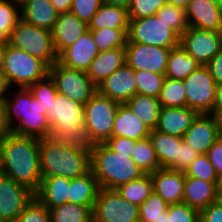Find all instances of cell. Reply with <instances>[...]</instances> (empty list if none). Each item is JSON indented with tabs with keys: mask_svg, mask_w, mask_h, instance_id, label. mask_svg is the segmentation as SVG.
<instances>
[{
	"mask_svg": "<svg viewBox=\"0 0 222 222\" xmlns=\"http://www.w3.org/2000/svg\"><path fill=\"white\" fill-rule=\"evenodd\" d=\"M136 140L112 136L105 144L118 154L132 156V152L136 146Z\"/></svg>",
	"mask_w": 222,
	"mask_h": 222,
	"instance_id": "50",
	"label": "cell"
},
{
	"mask_svg": "<svg viewBox=\"0 0 222 222\" xmlns=\"http://www.w3.org/2000/svg\"><path fill=\"white\" fill-rule=\"evenodd\" d=\"M199 156V153L188 145L184 140L181 142V148L179 152V158H177V164L171 169L176 171L185 172L190 166L192 161Z\"/></svg>",
	"mask_w": 222,
	"mask_h": 222,
	"instance_id": "49",
	"label": "cell"
},
{
	"mask_svg": "<svg viewBox=\"0 0 222 222\" xmlns=\"http://www.w3.org/2000/svg\"><path fill=\"white\" fill-rule=\"evenodd\" d=\"M207 156L210 163L212 164L215 172L219 177L222 176V135L213 143V145L208 149Z\"/></svg>",
	"mask_w": 222,
	"mask_h": 222,
	"instance_id": "52",
	"label": "cell"
},
{
	"mask_svg": "<svg viewBox=\"0 0 222 222\" xmlns=\"http://www.w3.org/2000/svg\"><path fill=\"white\" fill-rule=\"evenodd\" d=\"M217 85L222 84V49L206 65Z\"/></svg>",
	"mask_w": 222,
	"mask_h": 222,
	"instance_id": "53",
	"label": "cell"
},
{
	"mask_svg": "<svg viewBox=\"0 0 222 222\" xmlns=\"http://www.w3.org/2000/svg\"><path fill=\"white\" fill-rule=\"evenodd\" d=\"M20 19V4L11 0H0V43H8Z\"/></svg>",
	"mask_w": 222,
	"mask_h": 222,
	"instance_id": "37",
	"label": "cell"
},
{
	"mask_svg": "<svg viewBox=\"0 0 222 222\" xmlns=\"http://www.w3.org/2000/svg\"><path fill=\"white\" fill-rule=\"evenodd\" d=\"M132 159L144 174H151L161 169L156 152L150 138L138 140L132 152Z\"/></svg>",
	"mask_w": 222,
	"mask_h": 222,
	"instance_id": "36",
	"label": "cell"
},
{
	"mask_svg": "<svg viewBox=\"0 0 222 222\" xmlns=\"http://www.w3.org/2000/svg\"><path fill=\"white\" fill-rule=\"evenodd\" d=\"M51 135L57 129L83 127L85 124L84 105L58 93L47 111Z\"/></svg>",
	"mask_w": 222,
	"mask_h": 222,
	"instance_id": "15",
	"label": "cell"
},
{
	"mask_svg": "<svg viewBox=\"0 0 222 222\" xmlns=\"http://www.w3.org/2000/svg\"><path fill=\"white\" fill-rule=\"evenodd\" d=\"M220 135L219 118L212 114H199L184 133L183 140L199 154H206Z\"/></svg>",
	"mask_w": 222,
	"mask_h": 222,
	"instance_id": "17",
	"label": "cell"
},
{
	"mask_svg": "<svg viewBox=\"0 0 222 222\" xmlns=\"http://www.w3.org/2000/svg\"><path fill=\"white\" fill-rule=\"evenodd\" d=\"M158 100L162 107H186V96L183 80L166 77Z\"/></svg>",
	"mask_w": 222,
	"mask_h": 222,
	"instance_id": "38",
	"label": "cell"
},
{
	"mask_svg": "<svg viewBox=\"0 0 222 222\" xmlns=\"http://www.w3.org/2000/svg\"><path fill=\"white\" fill-rule=\"evenodd\" d=\"M208 1L218 6H222V0H208Z\"/></svg>",
	"mask_w": 222,
	"mask_h": 222,
	"instance_id": "61",
	"label": "cell"
},
{
	"mask_svg": "<svg viewBox=\"0 0 222 222\" xmlns=\"http://www.w3.org/2000/svg\"><path fill=\"white\" fill-rule=\"evenodd\" d=\"M165 222H199V211L184 202L169 204Z\"/></svg>",
	"mask_w": 222,
	"mask_h": 222,
	"instance_id": "45",
	"label": "cell"
},
{
	"mask_svg": "<svg viewBox=\"0 0 222 222\" xmlns=\"http://www.w3.org/2000/svg\"><path fill=\"white\" fill-rule=\"evenodd\" d=\"M5 61V43H0V72H3Z\"/></svg>",
	"mask_w": 222,
	"mask_h": 222,
	"instance_id": "60",
	"label": "cell"
},
{
	"mask_svg": "<svg viewBox=\"0 0 222 222\" xmlns=\"http://www.w3.org/2000/svg\"><path fill=\"white\" fill-rule=\"evenodd\" d=\"M92 216L93 222H139V206L125 200L116 189L100 188Z\"/></svg>",
	"mask_w": 222,
	"mask_h": 222,
	"instance_id": "10",
	"label": "cell"
},
{
	"mask_svg": "<svg viewBox=\"0 0 222 222\" xmlns=\"http://www.w3.org/2000/svg\"><path fill=\"white\" fill-rule=\"evenodd\" d=\"M187 107L199 114H211L217 84L206 66H200L183 80Z\"/></svg>",
	"mask_w": 222,
	"mask_h": 222,
	"instance_id": "11",
	"label": "cell"
},
{
	"mask_svg": "<svg viewBox=\"0 0 222 222\" xmlns=\"http://www.w3.org/2000/svg\"><path fill=\"white\" fill-rule=\"evenodd\" d=\"M70 179L61 176L43 177L35 197L49 210L68 203Z\"/></svg>",
	"mask_w": 222,
	"mask_h": 222,
	"instance_id": "27",
	"label": "cell"
},
{
	"mask_svg": "<svg viewBox=\"0 0 222 222\" xmlns=\"http://www.w3.org/2000/svg\"><path fill=\"white\" fill-rule=\"evenodd\" d=\"M11 88L12 87H11L5 73L0 72V99L1 100H5L11 91L14 92V90H11Z\"/></svg>",
	"mask_w": 222,
	"mask_h": 222,
	"instance_id": "56",
	"label": "cell"
},
{
	"mask_svg": "<svg viewBox=\"0 0 222 222\" xmlns=\"http://www.w3.org/2000/svg\"><path fill=\"white\" fill-rule=\"evenodd\" d=\"M198 67V62L178 45L170 51L165 77L184 80Z\"/></svg>",
	"mask_w": 222,
	"mask_h": 222,
	"instance_id": "32",
	"label": "cell"
},
{
	"mask_svg": "<svg viewBox=\"0 0 222 222\" xmlns=\"http://www.w3.org/2000/svg\"><path fill=\"white\" fill-rule=\"evenodd\" d=\"M90 163L91 171L103 189H116L144 175L132 156L118 154L105 143H96L90 151Z\"/></svg>",
	"mask_w": 222,
	"mask_h": 222,
	"instance_id": "4",
	"label": "cell"
},
{
	"mask_svg": "<svg viewBox=\"0 0 222 222\" xmlns=\"http://www.w3.org/2000/svg\"><path fill=\"white\" fill-rule=\"evenodd\" d=\"M35 198V193L0 173V222H15Z\"/></svg>",
	"mask_w": 222,
	"mask_h": 222,
	"instance_id": "13",
	"label": "cell"
},
{
	"mask_svg": "<svg viewBox=\"0 0 222 222\" xmlns=\"http://www.w3.org/2000/svg\"><path fill=\"white\" fill-rule=\"evenodd\" d=\"M68 203L88 206L92 211L100 186L90 170L83 176L70 179Z\"/></svg>",
	"mask_w": 222,
	"mask_h": 222,
	"instance_id": "28",
	"label": "cell"
},
{
	"mask_svg": "<svg viewBox=\"0 0 222 222\" xmlns=\"http://www.w3.org/2000/svg\"><path fill=\"white\" fill-rule=\"evenodd\" d=\"M153 190L168 204L183 201L185 173L182 171L161 168L150 174Z\"/></svg>",
	"mask_w": 222,
	"mask_h": 222,
	"instance_id": "22",
	"label": "cell"
},
{
	"mask_svg": "<svg viewBox=\"0 0 222 222\" xmlns=\"http://www.w3.org/2000/svg\"><path fill=\"white\" fill-rule=\"evenodd\" d=\"M184 173L186 176L199 178L208 182H221V178L215 172L207 154H199Z\"/></svg>",
	"mask_w": 222,
	"mask_h": 222,
	"instance_id": "44",
	"label": "cell"
},
{
	"mask_svg": "<svg viewBox=\"0 0 222 222\" xmlns=\"http://www.w3.org/2000/svg\"><path fill=\"white\" fill-rule=\"evenodd\" d=\"M169 204L154 191L139 206V222H165Z\"/></svg>",
	"mask_w": 222,
	"mask_h": 222,
	"instance_id": "40",
	"label": "cell"
},
{
	"mask_svg": "<svg viewBox=\"0 0 222 222\" xmlns=\"http://www.w3.org/2000/svg\"><path fill=\"white\" fill-rule=\"evenodd\" d=\"M211 114L217 118L222 115V84L216 87L215 101Z\"/></svg>",
	"mask_w": 222,
	"mask_h": 222,
	"instance_id": "55",
	"label": "cell"
},
{
	"mask_svg": "<svg viewBox=\"0 0 222 222\" xmlns=\"http://www.w3.org/2000/svg\"><path fill=\"white\" fill-rule=\"evenodd\" d=\"M219 121H220V130H221V135H222V115L219 117Z\"/></svg>",
	"mask_w": 222,
	"mask_h": 222,
	"instance_id": "63",
	"label": "cell"
},
{
	"mask_svg": "<svg viewBox=\"0 0 222 222\" xmlns=\"http://www.w3.org/2000/svg\"><path fill=\"white\" fill-rule=\"evenodd\" d=\"M151 130L143 123L126 104H119L113 124L112 136L133 140L148 138Z\"/></svg>",
	"mask_w": 222,
	"mask_h": 222,
	"instance_id": "25",
	"label": "cell"
},
{
	"mask_svg": "<svg viewBox=\"0 0 222 222\" xmlns=\"http://www.w3.org/2000/svg\"><path fill=\"white\" fill-rule=\"evenodd\" d=\"M98 54L97 45L88 29L77 42L58 56V61L69 68L87 71Z\"/></svg>",
	"mask_w": 222,
	"mask_h": 222,
	"instance_id": "20",
	"label": "cell"
},
{
	"mask_svg": "<svg viewBox=\"0 0 222 222\" xmlns=\"http://www.w3.org/2000/svg\"><path fill=\"white\" fill-rule=\"evenodd\" d=\"M125 104L151 131L156 129L162 108L157 97L137 93Z\"/></svg>",
	"mask_w": 222,
	"mask_h": 222,
	"instance_id": "31",
	"label": "cell"
},
{
	"mask_svg": "<svg viewBox=\"0 0 222 222\" xmlns=\"http://www.w3.org/2000/svg\"><path fill=\"white\" fill-rule=\"evenodd\" d=\"M59 94L85 105L97 92V86L87 76L86 71L64 66L56 61L49 68Z\"/></svg>",
	"mask_w": 222,
	"mask_h": 222,
	"instance_id": "9",
	"label": "cell"
},
{
	"mask_svg": "<svg viewBox=\"0 0 222 222\" xmlns=\"http://www.w3.org/2000/svg\"><path fill=\"white\" fill-rule=\"evenodd\" d=\"M28 89L33 94V97L37 99V102L48 110L58 95L54 80L49 74L44 79L30 85Z\"/></svg>",
	"mask_w": 222,
	"mask_h": 222,
	"instance_id": "43",
	"label": "cell"
},
{
	"mask_svg": "<svg viewBox=\"0 0 222 222\" xmlns=\"http://www.w3.org/2000/svg\"><path fill=\"white\" fill-rule=\"evenodd\" d=\"M185 9L189 27L222 32V6L208 0H191Z\"/></svg>",
	"mask_w": 222,
	"mask_h": 222,
	"instance_id": "21",
	"label": "cell"
},
{
	"mask_svg": "<svg viewBox=\"0 0 222 222\" xmlns=\"http://www.w3.org/2000/svg\"><path fill=\"white\" fill-rule=\"evenodd\" d=\"M39 159L42 178L61 176L73 179L91 170L90 151L67 148L50 136L39 139Z\"/></svg>",
	"mask_w": 222,
	"mask_h": 222,
	"instance_id": "3",
	"label": "cell"
},
{
	"mask_svg": "<svg viewBox=\"0 0 222 222\" xmlns=\"http://www.w3.org/2000/svg\"><path fill=\"white\" fill-rule=\"evenodd\" d=\"M222 196V182H208L185 175L183 201L199 212Z\"/></svg>",
	"mask_w": 222,
	"mask_h": 222,
	"instance_id": "19",
	"label": "cell"
},
{
	"mask_svg": "<svg viewBox=\"0 0 222 222\" xmlns=\"http://www.w3.org/2000/svg\"><path fill=\"white\" fill-rule=\"evenodd\" d=\"M58 14L70 11L73 0H50Z\"/></svg>",
	"mask_w": 222,
	"mask_h": 222,
	"instance_id": "57",
	"label": "cell"
},
{
	"mask_svg": "<svg viewBox=\"0 0 222 222\" xmlns=\"http://www.w3.org/2000/svg\"><path fill=\"white\" fill-rule=\"evenodd\" d=\"M103 3V0H73L70 11L88 25Z\"/></svg>",
	"mask_w": 222,
	"mask_h": 222,
	"instance_id": "48",
	"label": "cell"
},
{
	"mask_svg": "<svg viewBox=\"0 0 222 222\" xmlns=\"http://www.w3.org/2000/svg\"><path fill=\"white\" fill-rule=\"evenodd\" d=\"M119 103L98 91L84 105L85 124L95 143H105L112 137L113 124Z\"/></svg>",
	"mask_w": 222,
	"mask_h": 222,
	"instance_id": "8",
	"label": "cell"
},
{
	"mask_svg": "<svg viewBox=\"0 0 222 222\" xmlns=\"http://www.w3.org/2000/svg\"><path fill=\"white\" fill-rule=\"evenodd\" d=\"M126 63L125 47L99 52L86 71L90 80L98 87L99 84Z\"/></svg>",
	"mask_w": 222,
	"mask_h": 222,
	"instance_id": "24",
	"label": "cell"
},
{
	"mask_svg": "<svg viewBox=\"0 0 222 222\" xmlns=\"http://www.w3.org/2000/svg\"><path fill=\"white\" fill-rule=\"evenodd\" d=\"M50 137L57 143L71 149L91 151L96 145L85 126L66 130L57 129Z\"/></svg>",
	"mask_w": 222,
	"mask_h": 222,
	"instance_id": "33",
	"label": "cell"
},
{
	"mask_svg": "<svg viewBox=\"0 0 222 222\" xmlns=\"http://www.w3.org/2000/svg\"><path fill=\"white\" fill-rule=\"evenodd\" d=\"M155 16L164 21L179 36L189 28L185 8L166 3L156 12Z\"/></svg>",
	"mask_w": 222,
	"mask_h": 222,
	"instance_id": "41",
	"label": "cell"
},
{
	"mask_svg": "<svg viewBox=\"0 0 222 222\" xmlns=\"http://www.w3.org/2000/svg\"><path fill=\"white\" fill-rule=\"evenodd\" d=\"M3 72L12 87L28 88L49 74V67L40 59L5 43ZM13 85L16 88H13Z\"/></svg>",
	"mask_w": 222,
	"mask_h": 222,
	"instance_id": "5",
	"label": "cell"
},
{
	"mask_svg": "<svg viewBox=\"0 0 222 222\" xmlns=\"http://www.w3.org/2000/svg\"><path fill=\"white\" fill-rule=\"evenodd\" d=\"M199 113L189 107H162L155 130L183 137Z\"/></svg>",
	"mask_w": 222,
	"mask_h": 222,
	"instance_id": "23",
	"label": "cell"
},
{
	"mask_svg": "<svg viewBox=\"0 0 222 222\" xmlns=\"http://www.w3.org/2000/svg\"><path fill=\"white\" fill-rule=\"evenodd\" d=\"M173 49L180 45V36L155 15L130 19L127 42Z\"/></svg>",
	"mask_w": 222,
	"mask_h": 222,
	"instance_id": "7",
	"label": "cell"
},
{
	"mask_svg": "<svg viewBox=\"0 0 222 222\" xmlns=\"http://www.w3.org/2000/svg\"><path fill=\"white\" fill-rule=\"evenodd\" d=\"M97 91L119 104H125L137 94L135 70L125 63L102 81Z\"/></svg>",
	"mask_w": 222,
	"mask_h": 222,
	"instance_id": "16",
	"label": "cell"
},
{
	"mask_svg": "<svg viewBox=\"0 0 222 222\" xmlns=\"http://www.w3.org/2000/svg\"><path fill=\"white\" fill-rule=\"evenodd\" d=\"M161 168L172 169L177 164L183 137L152 130L149 135Z\"/></svg>",
	"mask_w": 222,
	"mask_h": 222,
	"instance_id": "29",
	"label": "cell"
},
{
	"mask_svg": "<svg viewBox=\"0 0 222 222\" xmlns=\"http://www.w3.org/2000/svg\"><path fill=\"white\" fill-rule=\"evenodd\" d=\"M90 31L99 52L126 46L128 29L101 28Z\"/></svg>",
	"mask_w": 222,
	"mask_h": 222,
	"instance_id": "39",
	"label": "cell"
},
{
	"mask_svg": "<svg viewBox=\"0 0 222 222\" xmlns=\"http://www.w3.org/2000/svg\"><path fill=\"white\" fill-rule=\"evenodd\" d=\"M15 222H51L50 212L49 209L35 197Z\"/></svg>",
	"mask_w": 222,
	"mask_h": 222,
	"instance_id": "47",
	"label": "cell"
},
{
	"mask_svg": "<svg viewBox=\"0 0 222 222\" xmlns=\"http://www.w3.org/2000/svg\"><path fill=\"white\" fill-rule=\"evenodd\" d=\"M51 222H92V210L88 206L64 203L49 210Z\"/></svg>",
	"mask_w": 222,
	"mask_h": 222,
	"instance_id": "35",
	"label": "cell"
},
{
	"mask_svg": "<svg viewBox=\"0 0 222 222\" xmlns=\"http://www.w3.org/2000/svg\"><path fill=\"white\" fill-rule=\"evenodd\" d=\"M180 46L200 66H206L222 49V32L189 27L180 36Z\"/></svg>",
	"mask_w": 222,
	"mask_h": 222,
	"instance_id": "12",
	"label": "cell"
},
{
	"mask_svg": "<svg viewBox=\"0 0 222 222\" xmlns=\"http://www.w3.org/2000/svg\"><path fill=\"white\" fill-rule=\"evenodd\" d=\"M11 1L21 5L25 0H11Z\"/></svg>",
	"mask_w": 222,
	"mask_h": 222,
	"instance_id": "62",
	"label": "cell"
},
{
	"mask_svg": "<svg viewBox=\"0 0 222 222\" xmlns=\"http://www.w3.org/2000/svg\"><path fill=\"white\" fill-rule=\"evenodd\" d=\"M12 96H7L5 113L11 132L38 139L51 136V126L47 119V108H43L28 88H17Z\"/></svg>",
	"mask_w": 222,
	"mask_h": 222,
	"instance_id": "2",
	"label": "cell"
},
{
	"mask_svg": "<svg viewBox=\"0 0 222 222\" xmlns=\"http://www.w3.org/2000/svg\"><path fill=\"white\" fill-rule=\"evenodd\" d=\"M128 8L119 5L103 3L91 22L88 24L89 30L101 28L128 29L129 26Z\"/></svg>",
	"mask_w": 222,
	"mask_h": 222,
	"instance_id": "30",
	"label": "cell"
},
{
	"mask_svg": "<svg viewBox=\"0 0 222 222\" xmlns=\"http://www.w3.org/2000/svg\"><path fill=\"white\" fill-rule=\"evenodd\" d=\"M10 132L11 129L6 121L5 102L0 99V140Z\"/></svg>",
	"mask_w": 222,
	"mask_h": 222,
	"instance_id": "54",
	"label": "cell"
},
{
	"mask_svg": "<svg viewBox=\"0 0 222 222\" xmlns=\"http://www.w3.org/2000/svg\"><path fill=\"white\" fill-rule=\"evenodd\" d=\"M199 222H222V196L199 212Z\"/></svg>",
	"mask_w": 222,
	"mask_h": 222,
	"instance_id": "51",
	"label": "cell"
},
{
	"mask_svg": "<svg viewBox=\"0 0 222 222\" xmlns=\"http://www.w3.org/2000/svg\"><path fill=\"white\" fill-rule=\"evenodd\" d=\"M0 173L36 193L42 181L39 139L13 132L5 135L0 140Z\"/></svg>",
	"mask_w": 222,
	"mask_h": 222,
	"instance_id": "1",
	"label": "cell"
},
{
	"mask_svg": "<svg viewBox=\"0 0 222 222\" xmlns=\"http://www.w3.org/2000/svg\"><path fill=\"white\" fill-rule=\"evenodd\" d=\"M126 63L134 70L165 75L171 49L142 43H126Z\"/></svg>",
	"mask_w": 222,
	"mask_h": 222,
	"instance_id": "14",
	"label": "cell"
},
{
	"mask_svg": "<svg viewBox=\"0 0 222 222\" xmlns=\"http://www.w3.org/2000/svg\"><path fill=\"white\" fill-rule=\"evenodd\" d=\"M8 43L43 61L49 68L58 61L50 30L20 19Z\"/></svg>",
	"mask_w": 222,
	"mask_h": 222,
	"instance_id": "6",
	"label": "cell"
},
{
	"mask_svg": "<svg viewBox=\"0 0 222 222\" xmlns=\"http://www.w3.org/2000/svg\"><path fill=\"white\" fill-rule=\"evenodd\" d=\"M165 78V75L135 70L137 93L158 98Z\"/></svg>",
	"mask_w": 222,
	"mask_h": 222,
	"instance_id": "42",
	"label": "cell"
},
{
	"mask_svg": "<svg viewBox=\"0 0 222 222\" xmlns=\"http://www.w3.org/2000/svg\"><path fill=\"white\" fill-rule=\"evenodd\" d=\"M166 4V0H131L128 7L130 19H139L156 15V12Z\"/></svg>",
	"mask_w": 222,
	"mask_h": 222,
	"instance_id": "46",
	"label": "cell"
},
{
	"mask_svg": "<svg viewBox=\"0 0 222 222\" xmlns=\"http://www.w3.org/2000/svg\"><path fill=\"white\" fill-rule=\"evenodd\" d=\"M87 30L88 25L80 21L71 11L59 14L51 30L57 55L77 42Z\"/></svg>",
	"mask_w": 222,
	"mask_h": 222,
	"instance_id": "18",
	"label": "cell"
},
{
	"mask_svg": "<svg viewBox=\"0 0 222 222\" xmlns=\"http://www.w3.org/2000/svg\"><path fill=\"white\" fill-rule=\"evenodd\" d=\"M21 19L28 24L52 30L58 12L50 0H25L20 5Z\"/></svg>",
	"mask_w": 222,
	"mask_h": 222,
	"instance_id": "26",
	"label": "cell"
},
{
	"mask_svg": "<svg viewBox=\"0 0 222 222\" xmlns=\"http://www.w3.org/2000/svg\"><path fill=\"white\" fill-rule=\"evenodd\" d=\"M191 0H166L167 4L186 8Z\"/></svg>",
	"mask_w": 222,
	"mask_h": 222,
	"instance_id": "59",
	"label": "cell"
},
{
	"mask_svg": "<svg viewBox=\"0 0 222 222\" xmlns=\"http://www.w3.org/2000/svg\"><path fill=\"white\" fill-rule=\"evenodd\" d=\"M103 2L110 5H119L128 8L131 0H103Z\"/></svg>",
	"mask_w": 222,
	"mask_h": 222,
	"instance_id": "58",
	"label": "cell"
},
{
	"mask_svg": "<svg viewBox=\"0 0 222 222\" xmlns=\"http://www.w3.org/2000/svg\"><path fill=\"white\" fill-rule=\"evenodd\" d=\"M116 191L127 201L140 206L154 191L150 174H144L140 178L120 185Z\"/></svg>",
	"mask_w": 222,
	"mask_h": 222,
	"instance_id": "34",
	"label": "cell"
}]
</instances>
